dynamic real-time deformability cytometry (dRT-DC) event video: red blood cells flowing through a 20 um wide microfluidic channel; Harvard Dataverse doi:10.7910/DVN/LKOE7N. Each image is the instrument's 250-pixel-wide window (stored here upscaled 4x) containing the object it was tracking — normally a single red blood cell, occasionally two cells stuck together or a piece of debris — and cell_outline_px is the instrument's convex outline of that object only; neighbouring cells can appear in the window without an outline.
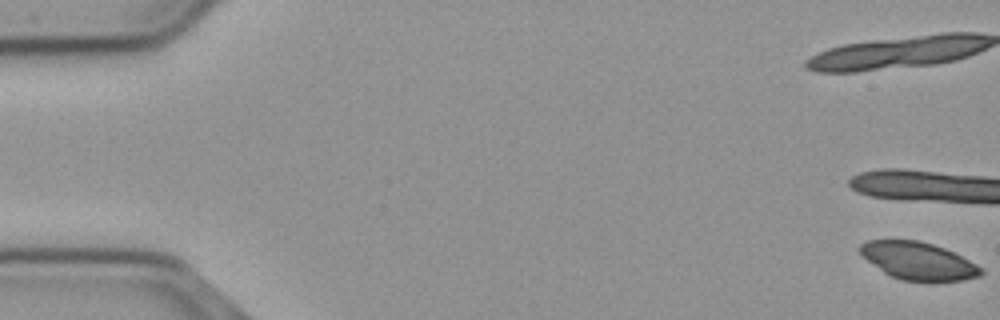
{"species": "common noctule bat (a hibernating species)", "species_latin": "Nyctalus noctula", "temperature_condition": "cold", "stored_images_in_passage": 10, "camera_frame_rate_fps": 3000, "um_per_image_px": 0.085, "animal": {"sex": "male", "body_mass_g": 23.1, "forearm_length_mm": 52.7}, "frame": {"image": 1, "passage_image": 1, "time_ms": 0.0, "image_size_px": [1000, 320], "cell_outline_px": [[984, 272], [980, 276], [964, 280], [900, 280], [884, 272], [860, 256], [856, 248], [860, 244], [868, 240], [920, 240], [944, 248], [984, 268]], "centroid_in_image_um": [78.0, 22.16], "position_along_channel_um": 7.0, "area_um2": 26.36}}